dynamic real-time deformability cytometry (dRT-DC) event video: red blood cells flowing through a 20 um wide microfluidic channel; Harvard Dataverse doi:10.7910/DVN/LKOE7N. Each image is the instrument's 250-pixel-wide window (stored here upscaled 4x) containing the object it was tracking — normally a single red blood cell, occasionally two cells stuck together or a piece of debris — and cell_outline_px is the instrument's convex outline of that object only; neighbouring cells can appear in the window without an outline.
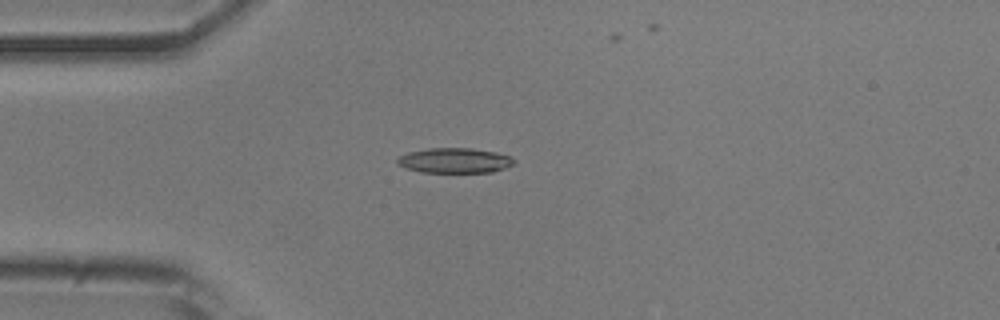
{"species": "common noctule bat (a hibernating species)", "species_latin": "Nyctalus noctula", "temperature_condition": "room temperature", "stored_images_in_passage": 7, "camera_frame_rate_fps": 3000, "um_per_image_px": 0.085, "animal": {"sex": "male", "body_mass_g": 20.5, "forearm_length_mm": 52.5}, "frame": {"image": 1, "passage_image": 4, "time_ms": 3.667, "image_size_px": [1000, 320], "cell_outline_px": [[516, 160], [512, 164], [504, 168], [492, 172], [420, 172], [404, 168], [396, 164], [396, 160], [400, 156], [408, 152], [428, 148], [472, 148], [496, 152], [512, 156]], "centroid_in_image_um": [38.63, 13.64], "position_along_channel_um": 46.4, "area_um2": 17.17}}
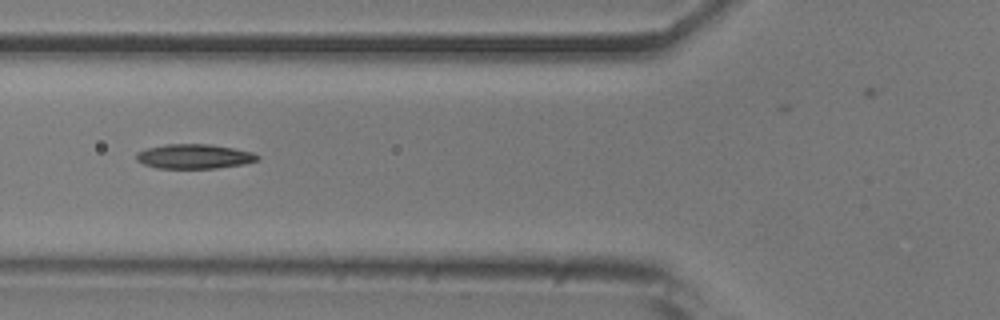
{"frame": {"image": 2, "passage_image": 6, "time_ms": 5.667, "image_size_px": [1000, 320], "cell_outline_px": [[260, 160], [244, 164], [216, 168], [156, 168], [144, 164], [136, 160], [136, 152], [148, 148], [164, 144], [208, 144], [232, 148], [252, 152], [260, 156]], "centroid_in_image_um": [16.51, 13.29], "position_along_channel_um": 109.3, "area_um2": 17.34}}
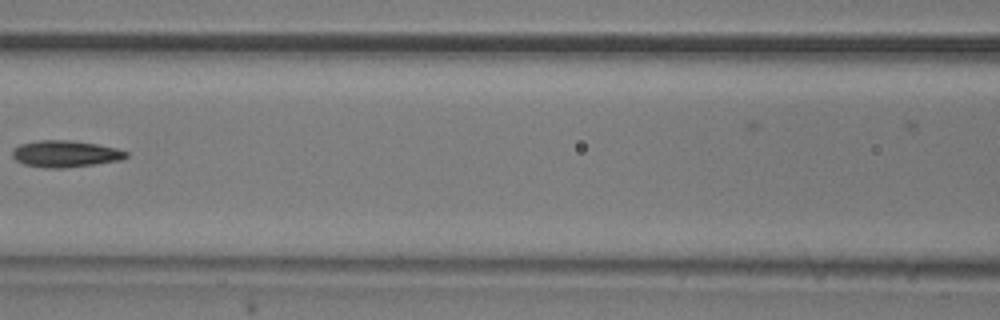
{"frame": {"image": 3, "passage_image": 7, "time_ms": 7.0, "image_size_px": [1000, 320], "cell_outline_px": [[128, 156], [120, 160], [64, 168], [44, 168], [24, 164], [16, 160], [12, 156], [12, 148], [20, 144], [40, 140], [72, 140], [96, 144], [116, 148], [128, 152]], "centroid_in_image_um": [5.52, 13.07], "position_along_channel_um": 161.1, "area_um2": 17.63}}